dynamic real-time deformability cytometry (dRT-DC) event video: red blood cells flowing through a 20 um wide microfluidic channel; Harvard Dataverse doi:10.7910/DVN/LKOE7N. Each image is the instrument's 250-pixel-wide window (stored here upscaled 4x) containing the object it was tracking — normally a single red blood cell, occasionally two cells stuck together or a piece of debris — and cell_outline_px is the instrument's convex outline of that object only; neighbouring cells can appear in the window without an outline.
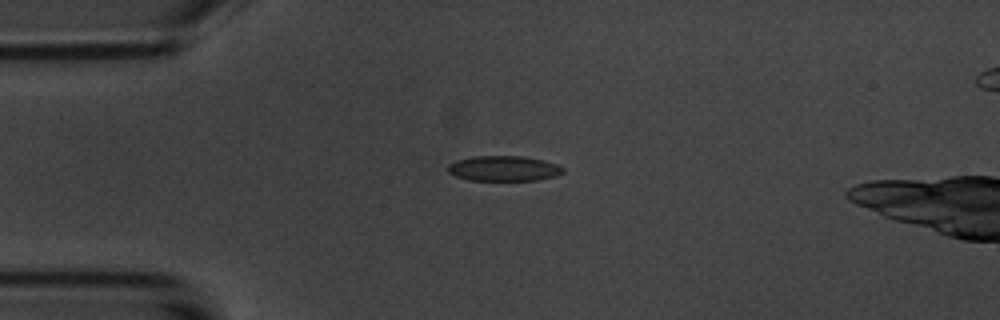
{"species": "common noctule bat (a hibernating species)", "species_latin": "Nyctalus noctula", "temperature_condition": "room temperature", "stored_images_in_passage": 6, "camera_frame_rate_fps": 3000, "um_per_image_px": 0.085, "animal": {"sex": "male", "body_mass_g": 20.1, "forearm_length_mm": 53.5}, "frame": {"image": 1, "passage_image": 3, "time_ms": 2.333, "image_size_px": [1000, 320], "cell_outline_px": [[564, 172], [556, 176], [540, 180], [468, 180], [456, 176], [448, 172], [448, 164], [456, 160], [472, 156], [524, 156], [544, 160], [556, 164], [564, 168]], "centroid_in_image_um": [42.83, 14.31], "position_along_channel_um": 42.2, "area_um2": 17.05}}
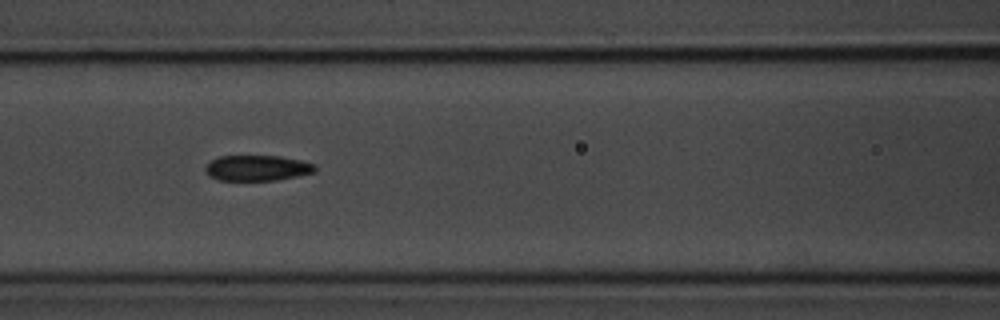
{"frame": {"image": 2, "passage_image": 6, "time_ms": 5.667, "image_size_px": [1000, 320], "cell_outline_px": [[316, 172], [276, 180], [216, 180], [208, 176], [204, 168], [212, 160], [220, 156], [280, 156], [300, 160], [316, 164]], "centroid_in_image_um": [21.87, 14.28], "position_along_channel_um": 144.7, "area_um2": 16.36}}